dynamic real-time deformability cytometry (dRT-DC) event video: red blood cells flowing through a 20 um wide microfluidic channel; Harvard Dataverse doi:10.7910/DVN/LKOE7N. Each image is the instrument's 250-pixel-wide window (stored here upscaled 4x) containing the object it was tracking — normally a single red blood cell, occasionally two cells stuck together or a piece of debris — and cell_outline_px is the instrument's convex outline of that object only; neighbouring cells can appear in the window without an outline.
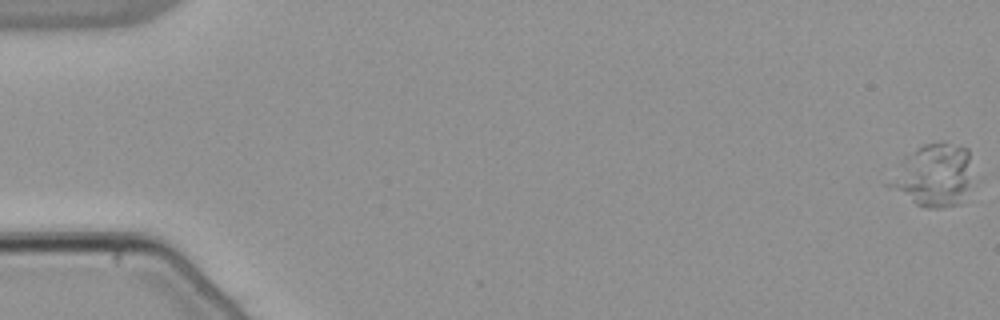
{"species": "common noctule bat (a hibernating species)", "species_latin": "Nyctalus noctula", "temperature_condition": "warm", "stored_images_in_passage": 6, "camera_frame_rate_fps": 3000, "um_per_image_px": 0.085, "animal": {"sex": "male", "body_mass_g": 21.5, "forearm_length_mm": 52.0}, "frame": {"image": 1, "passage_image": 1, "time_ms": 0.0, "image_size_px": [1000, 320], "cell_outline_px": [[968, 160], [964, 188], [956, 204], [940, 208], [928, 208], [916, 204], [884, 184], [904, 156], [916, 148], [924, 144], [944, 144], [968, 148]], "centroid_in_image_um": [79.17, 14.9], "position_along_channel_um": 5.8, "area_um2": 28.61}}